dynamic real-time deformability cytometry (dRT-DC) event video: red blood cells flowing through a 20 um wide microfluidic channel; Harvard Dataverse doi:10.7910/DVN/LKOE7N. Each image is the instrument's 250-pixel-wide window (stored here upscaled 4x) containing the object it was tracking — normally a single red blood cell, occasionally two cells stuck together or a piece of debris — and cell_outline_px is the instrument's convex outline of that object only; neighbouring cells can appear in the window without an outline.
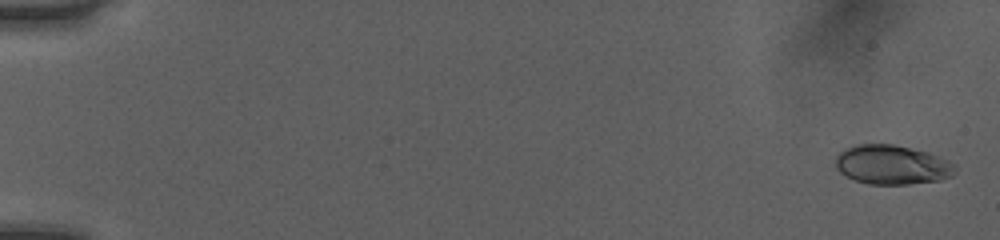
{"species": "human", "species_latin": "Homo sapiens", "temperature_condition": "room temperature", "stored_images_in_passage": 52, "camera_frame_rate_fps": 3000, "um_per_image_px": 0.085, "donor": {"sex": "female"}, "frame": {"image": 1, "passage_image": 2, "time_ms": 0.333, "image_size_px": [1000, 240], "cell_outline_px": [[956, 172], [952, 176], [940, 180], [908, 184], [868, 184], [856, 180], [840, 172], [836, 168], [836, 156], [844, 148], [856, 144], [892, 144], [928, 152], [948, 160], [956, 164]], "centroid_in_image_um": [75.84, 14.0], "position_along_channel_um": 9.2, "area_um2": 27.46}}
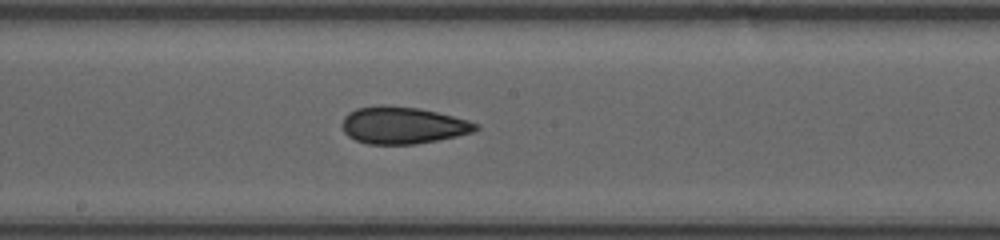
{"frame": {"image": 2, "passage_image": 30, "time_ms": 9.667, "image_size_px": [1000, 240], "cell_outline_px": [[480, 128], [472, 132], [456, 136], [416, 144], [368, 144], [356, 140], [348, 136], [344, 132], [340, 124], [344, 116], [348, 112], [356, 108], [384, 104], [420, 108], [468, 120], [480, 124]], "centroid_in_image_um": [34.2, 10.64], "position_along_channel_um": 214.0, "area_um2": 29.02}}
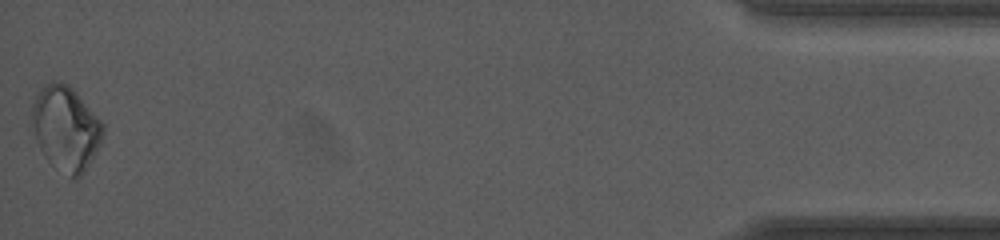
{"frame": {"image": 3, "passage_image": 52, "time_ms": 17.0, "image_size_px": [1000, 240], "cell_outline_px": [[104, 132], [100, 144], [96, 152], [84, 172], [76, 180], [72, 180], [52, 164], [44, 156], [28, 128], [32, 104], [36, 96], [44, 84], [52, 80], [60, 80], [68, 84], [76, 92], [104, 124]], "centroid_in_image_um": [5.54, 10.9], "position_along_channel_um": 429.7, "area_um2": 35.72}, "authors_computed_cell_mechanics": {"area_um2": 28.1486, "velocity_mm_per_s": 4.0685, "shape_relaxation_time_tau1_ms": 6.6718, "shape_relaxation_time_tau2_ms": 3.4221, "deformation_change_tau1": 0.099, "deformation_change_tau2": 0.0751}}